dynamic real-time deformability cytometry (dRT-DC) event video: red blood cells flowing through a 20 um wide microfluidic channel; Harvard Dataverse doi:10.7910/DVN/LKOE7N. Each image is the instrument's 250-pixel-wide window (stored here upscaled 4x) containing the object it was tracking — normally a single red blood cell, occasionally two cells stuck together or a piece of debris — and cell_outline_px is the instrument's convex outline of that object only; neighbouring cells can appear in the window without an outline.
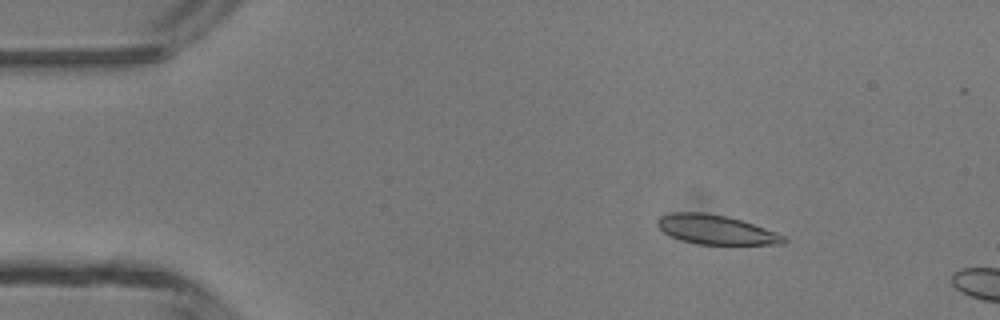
{"species": "common noctule bat (a hibernating species)", "species_latin": "Nyctalus noctula", "temperature_condition": "room temperature", "stored_images_in_passage": 3, "camera_frame_rate_fps": 3000, "um_per_image_px": 0.085, "animal": {"sex": "male", "body_mass_g": 13.3}, "frame": {"image": 1, "passage_image": 2, "time_ms": 1.0, "image_size_px": [1000, 320], "cell_outline_px": [[788, 240], [784, 244], [696, 244], [680, 240], [664, 232], [656, 224], [656, 220], [660, 216], [672, 212], [704, 212], [724, 216], [740, 220], [764, 228], [784, 236]], "centroid_in_image_um": [60.81, 19.52], "position_along_channel_um": 24.2, "area_um2": 21.33}}